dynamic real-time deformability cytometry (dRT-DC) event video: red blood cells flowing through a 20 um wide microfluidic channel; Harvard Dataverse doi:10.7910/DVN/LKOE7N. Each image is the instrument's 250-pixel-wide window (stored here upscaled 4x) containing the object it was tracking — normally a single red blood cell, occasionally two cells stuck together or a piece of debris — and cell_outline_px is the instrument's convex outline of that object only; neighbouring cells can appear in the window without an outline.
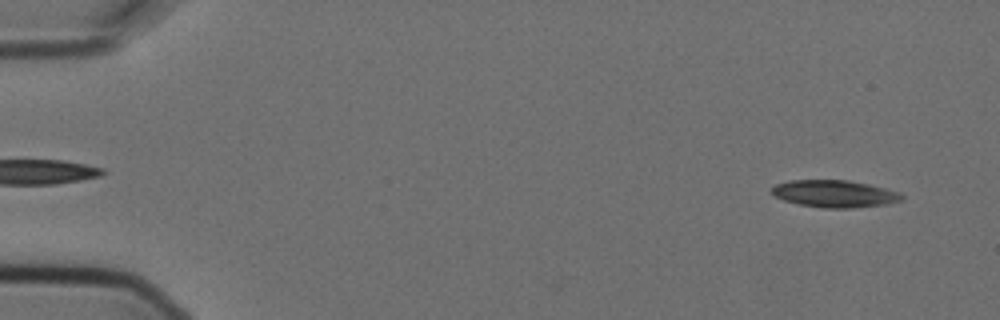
{"species": "Egyptian fruit bat (a non-hibernating species)", "species_latin": "Rousettus aegyptiacus", "temperature_condition": "cold", "stored_images_in_passage": 5, "segment_of_instrument_passage": [2, 2], "camera_frame_rate_fps": 3000, "um_per_image_px": 0.085, "animal": {"sex": "female"}, "frame": {"image": 1, "passage_image": 5, "time_ms": 1.333, "image_size_px": [1000, 320], "cell_outline_px": [[904, 200], [888, 204], [852, 208], [824, 208], [800, 204], [784, 200], [776, 196], [772, 192], [772, 188], [776, 184], [788, 180], [848, 180], [868, 184], [900, 192], [904, 196]], "centroid_in_image_um": [70.98, 16.47], "position_along_channel_um": 14.0, "area_um2": 20.58}}